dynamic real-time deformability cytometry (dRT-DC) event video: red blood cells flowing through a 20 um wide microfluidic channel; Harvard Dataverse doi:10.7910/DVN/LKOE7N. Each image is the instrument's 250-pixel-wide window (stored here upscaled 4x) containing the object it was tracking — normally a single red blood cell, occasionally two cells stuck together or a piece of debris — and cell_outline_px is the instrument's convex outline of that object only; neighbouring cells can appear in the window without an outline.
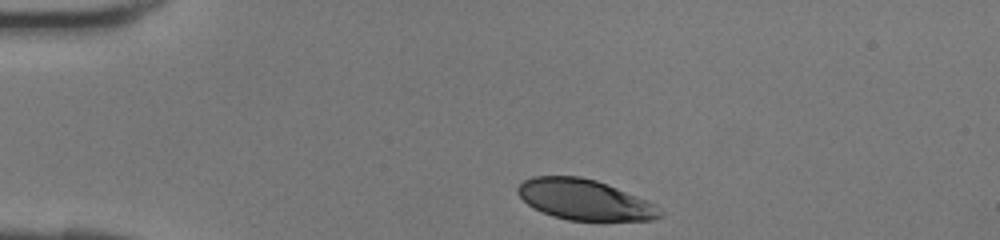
{"species": "human", "species_latin": "Homo sapiens", "temperature_condition": "room temperature", "stored_images_in_passage": 28, "camera_frame_rate_fps": 3000, "um_per_image_px": 0.085, "donor": {"sex": "female"}, "frame": {"image": 1, "passage_image": 1, "time_ms": 0.0, "image_size_px": [1000, 240], "cell_outline_px": [[664, 216], [652, 220], [568, 220], [552, 216], [528, 204], [516, 192], [516, 188], [524, 180], [532, 176], [580, 176], [596, 180], [608, 184], [648, 200], [656, 204], [664, 212]], "centroid_in_image_um": [49.74, 16.97], "position_along_channel_um": 35.3, "area_um2": 33.7}}
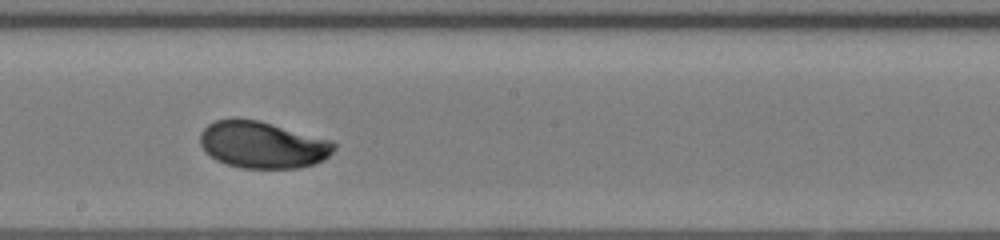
{"frame": {"image": 2, "passage_image": 16, "time_ms": 5.0, "image_size_px": [1000, 240], "cell_outline_px": [[336, 148], [324, 160], [300, 168], [240, 168], [216, 160], [204, 152], [200, 144], [200, 132], [208, 124], [216, 120], [260, 120], [332, 140], [336, 144]], "centroid_in_image_um": [22.33, 12.32], "position_along_channel_um": 225.9, "area_um2": 36.53}}
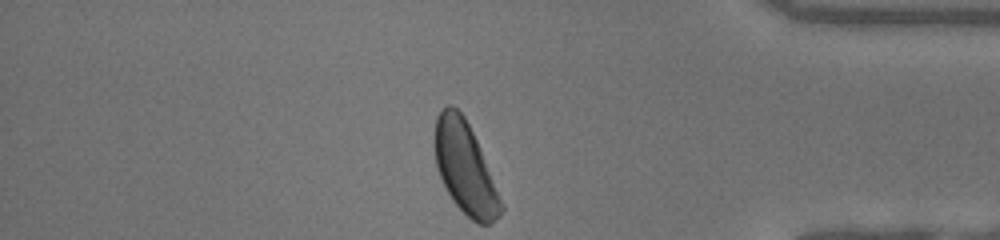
{"frame": {"image": 3, "passage_image": 28, "time_ms": 9.0, "image_size_px": [1000, 240], "cell_outline_px": [[504, 208], [500, 216], [488, 224], [480, 224], [472, 220], [452, 200], [436, 168], [432, 144], [432, 140], [436, 116], [448, 104], [452, 104], [464, 116], [476, 140], [504, 204]], "centroid_in_image_um": [39.49, 14.25], "position_along_channel_um": 395.7, "area_um2": 35.43}}